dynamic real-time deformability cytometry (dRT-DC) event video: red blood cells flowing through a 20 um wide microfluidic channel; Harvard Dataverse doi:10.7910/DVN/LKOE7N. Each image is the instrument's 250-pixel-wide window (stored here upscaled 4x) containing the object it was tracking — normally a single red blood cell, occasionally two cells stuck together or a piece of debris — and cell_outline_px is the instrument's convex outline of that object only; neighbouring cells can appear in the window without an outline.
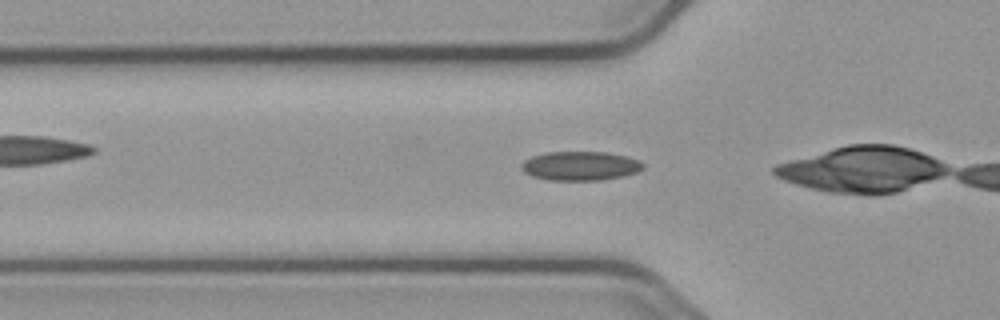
{"species": "common noctule bat (a hibernating species)", "species_latin": "Nyctalus noctula", "temperature_condition": "cold", "stored_images_in_passage": 13, "camera_frame_rate_fps": 3000, "um_per_image_px": 0.085, "animal": {"sex": "male", "body_mass_g": 23.1, "forearm_length_mm": 52.7}, "frame": {"image": 1, "passage_image": 11, "time_ms": 3.333, "image_size_px": [1000, 320], "cell_outline_px": [[644, 168], [636, 172], [624, 176], [600, 180], [548, 180], [532, 176], [524, 172], [520, 168], [520, 164], [524, 160], [532, 156], [548, 152], [608, 152], [628, 156], [640, 160], [644, 164]], "centroid_in_image_um": [49.33, 14.1], "position_along_channel_um": 76.5, "area_um2": 20.81}}